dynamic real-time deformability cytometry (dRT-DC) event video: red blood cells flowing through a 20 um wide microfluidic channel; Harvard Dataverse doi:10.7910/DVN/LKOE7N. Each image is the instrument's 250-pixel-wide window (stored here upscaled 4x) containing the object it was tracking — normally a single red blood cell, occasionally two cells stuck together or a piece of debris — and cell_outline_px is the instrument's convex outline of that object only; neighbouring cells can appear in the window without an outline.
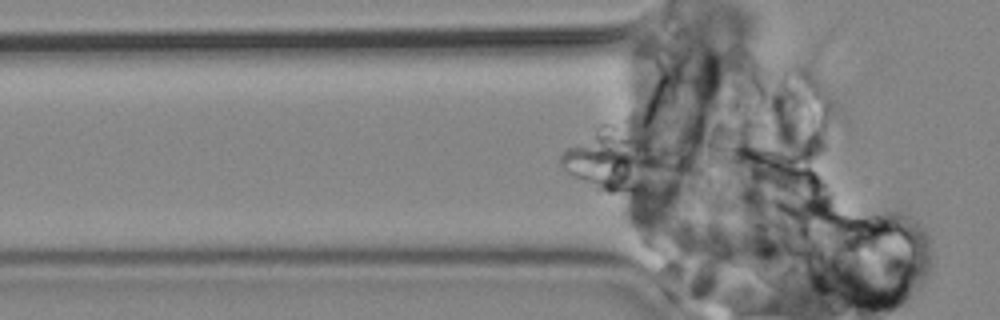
{"species": "common noctule bat (a hibernating species)", "species_latin": "Nyctalus noctula", "temperature_condition": "cold", "stored_images_in_passage": 65, "segment_of_instrument_passage": [1, 2], "camera_frame_rate_fps": 3000, "um_per_image_px": 0.085, "animal": {"sex": "male", "body_mass_g": 19.2, "forearm_length_mm": 51.8}, "frame": {"image": 1, "passage_image": 19, "time_ms": 6.0, "image_size_px": [1000, 320], "cell_outline_px": [[700, 172], [688, 184], [672, 196], [668, 196], [608, 192], [588, 184], [572, 176], [560, 164], [560, 156], [568, 148], [604, 148], [652, 156], [668, 160], [692, 168]], "centroid_in_image_um": [53.27, 14.58], "position_along_channel_um": 72.5, "area_um2": 33.35}}